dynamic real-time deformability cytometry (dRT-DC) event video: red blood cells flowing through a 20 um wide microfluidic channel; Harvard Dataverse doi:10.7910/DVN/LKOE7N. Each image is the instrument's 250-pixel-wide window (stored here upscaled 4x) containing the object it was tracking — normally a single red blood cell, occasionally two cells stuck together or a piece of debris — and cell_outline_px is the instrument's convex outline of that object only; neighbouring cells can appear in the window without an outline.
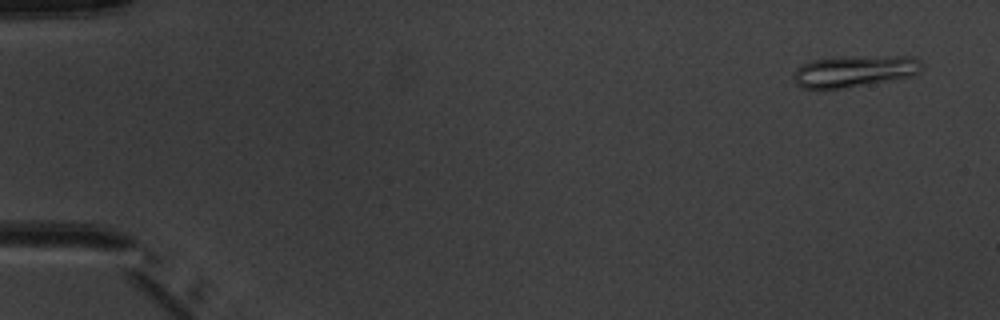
{"species": "common noctule bat (a hibernating species)", "species_latin": "Nyctalus noctula", "temperature_condition": "warm", "stored_images_in_passage": 4, "camera_frame_rate_fps": 3000, "um_per_image_px": 0.085, "animal": {"sex": "male", "body_mass_g": 20.1, "forearm_length_mm": 53.5}, "frame": {"image": 1, "passage_image": 1, "time_ms": 0.0, "image_size_px": [1000, 320], "cell_outline_px": [[924, 68], [920, 72], [912, 76], [844, 88], [800, 88], [796, 84], [792, 76], [800, 64], [812, 60], [844, 56], [912, 56], [920, 60]], "centroid_in_image_um": [72.64, 6.03], "position_along_channel_um": 12.4, "area_um2": 23.81}}